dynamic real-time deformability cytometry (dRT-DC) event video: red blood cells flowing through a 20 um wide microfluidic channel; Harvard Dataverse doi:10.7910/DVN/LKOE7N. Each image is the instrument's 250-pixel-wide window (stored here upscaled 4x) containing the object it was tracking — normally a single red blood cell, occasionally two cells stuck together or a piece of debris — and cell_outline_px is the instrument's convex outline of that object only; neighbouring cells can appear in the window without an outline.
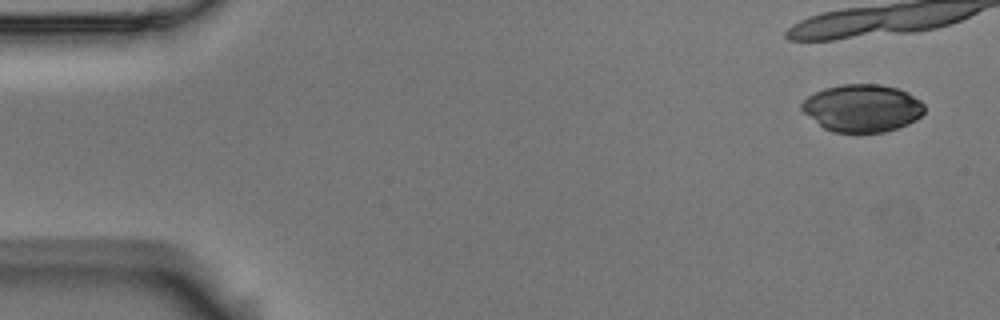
{"species": "Egyptian fruit bat (a non-hibernating species)", "species_latin": "Rousettus aegyptiacus", "temperature_condition": "room temperature", "stored_images_in_passage": 9, "camera_frame_rate_fps": 3000, "um_per_image_px": 0.085, "animal": {"sex": "male"}, "frame": {"image": 1, "passage_image": 1, "time_ms": 0.0, "image_size_px": [1000, 320], "cell_outline_px": [[924, 112], [916, 120], [908, 124], [884, 132], [832, 132], [824, 128], [804, 112], [800, 108], [800, 104], [808, 96], [824, 88], [840, 84], [880, 84], [900, 88], [908, 92], [920, 100], [924, 104]], "centroid_in_image_um": [73.31, 9.17], "position_along_channel_um": 11.7, "area_um2": 34.04}}
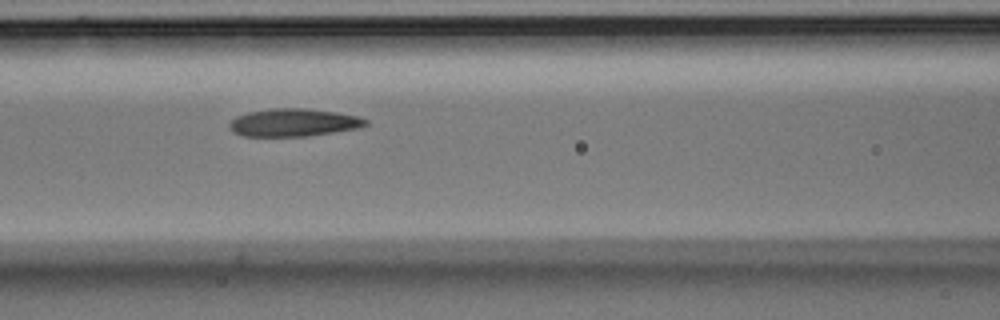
{"frame": {"image": 2, "passage_image": 8, "time_ms": 2.333, "image_size_px": [1000, 320], "cell_outline_px": [[368, 124], [360, 128], [308, 136], [244, 136], [232, 132], [228, 128], [228, 124], [236, 116], [248, 112], [272, 108], [304, 108], [336, 112], [360, 116], [368, 120]], "centroid_in_image_um": [24.96, 10.41], "position_along_channel_um": 141.6, "area_um2": 22.25}}
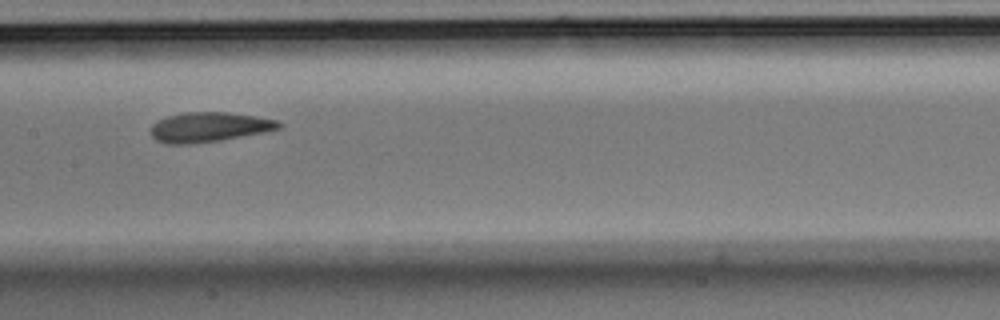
{"frame": {"image": 3, "passage_image": 9, "time_ms": 2.667, "image_size_px": [1000, 320], "cell_outline_px": [[284, 124], [280, 128], [268, 132], [220, 140], [188, 144], [168, 144], [156, 140], [152, 136], [152, 124], [156, 120], [168, 116], [184, 112], [228, 112], [256, 116], [276, 120]], "centroid_in_image_um": [17.8, 10.8], "position_along_channel_um": 189.6, "area_um2": 22.31}}